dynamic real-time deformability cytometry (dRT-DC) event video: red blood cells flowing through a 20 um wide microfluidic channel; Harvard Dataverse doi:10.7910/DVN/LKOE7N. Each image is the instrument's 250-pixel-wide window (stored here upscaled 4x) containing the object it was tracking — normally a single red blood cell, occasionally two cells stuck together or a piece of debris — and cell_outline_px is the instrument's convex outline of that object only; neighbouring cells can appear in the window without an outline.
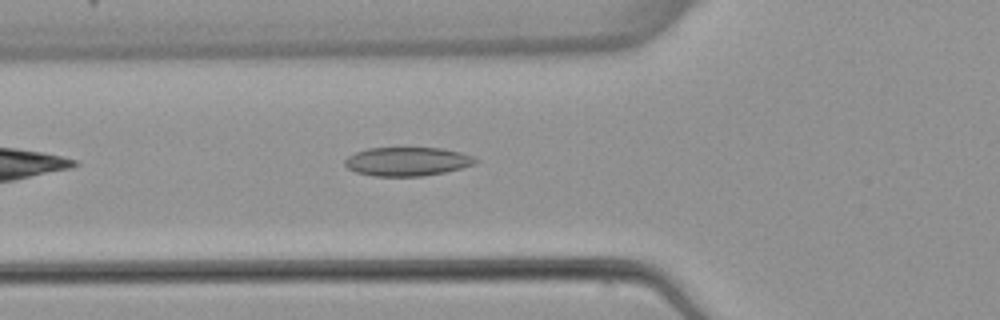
{"species": "common noctule bat (a hibernating species)", "species_latin": "Nyctalus noctula", "temperature_condition": "warm", "stored_images_in_passage": 5, "camera_frame_rate_fps": 3000, "um_per_image_px": 0.085, "animal": {"sex": "female", "body_mass_g": 22.7, "forearm_length_mm": 54.2}, "frame": {"image": 1, "passage_image": 5, "time_ms": 4.667, "image_size_px": [1000, 320], "cell_outline_px": [[480, 160], [476, 164], [444, 172], [424, 176], [372, 176], [356, 172], [348, 168], [344, 164], [344, 160], [348, 156], [356, 152], [368, 148], [440, 148], [460, 152], [472, 156]], "centroid_in_image_um": [34.61, 13.73], "position_along_channel_um": 91.2, "area_um2": 21.91}}